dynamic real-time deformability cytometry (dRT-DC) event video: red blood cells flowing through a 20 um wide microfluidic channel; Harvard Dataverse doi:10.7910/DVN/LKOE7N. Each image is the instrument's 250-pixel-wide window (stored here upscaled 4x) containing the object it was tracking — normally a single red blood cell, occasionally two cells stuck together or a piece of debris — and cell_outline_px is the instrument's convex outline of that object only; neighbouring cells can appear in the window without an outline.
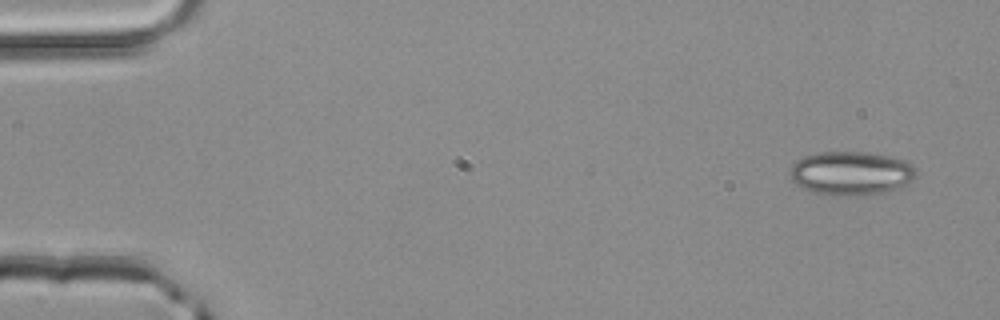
{"species": "common noctule bat (a hibernating species)", "species_latin": "Nyctalus noctula", "temperature_condition": "room temperature", "stored_images_in_passage": 4, "segment_of_instrument_passage": [1, 2], "camera_frame_rate_fps": 3000, "um_per_image_px": 0.085, "animal": {"sex": "male", "body_mass_g": 20.4}, "frame": {"image": 1, "passage_image": 1, "time_ms": 0.0, "image_size_px": [1000, 320], "cell_outline_px": [[916, 176], [912, 180], [896, 188], [884, 192], [844, 196], [836, 196], [816, 192], [804, 188], [796, 184], [792, 180], [788, 172], [792, 164], [796, 160], [804, 156], [816, 152], [864, 152], [892, 156], [904, 160], [916, 168]], "centroid_in_image_um": [72.31, 14.7], "position_along_channel_um": 12.7, "area_um2": 32.08}}